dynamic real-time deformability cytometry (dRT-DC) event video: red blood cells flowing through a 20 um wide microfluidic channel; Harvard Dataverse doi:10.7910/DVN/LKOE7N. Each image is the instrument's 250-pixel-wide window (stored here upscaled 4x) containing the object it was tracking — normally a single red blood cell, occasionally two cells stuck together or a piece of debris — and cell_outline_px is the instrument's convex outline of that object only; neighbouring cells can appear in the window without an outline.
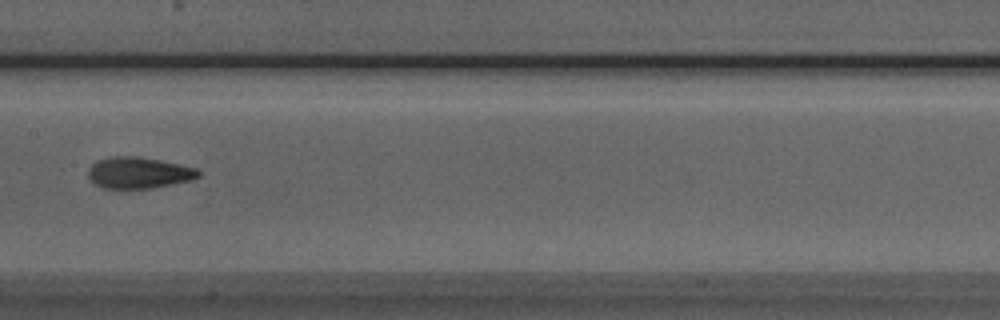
{"species": "Egyptian fruit bat (a non-hibernating species)", "species_latin": "Rousettus aegyptiacus", "temperature_condition": "room temperature", "stored_images_in_passage": 7, "camera_frame_rate_fps": 3000, "um_per_image_px": 0.085, "animal": {"sex": "male"}, "frame": {"image": 1, "passage_image": 7, "time_ms": 6.667, "image_size_px": [1000, 320], "cell_outline_px": [[200, 176], [192, 180], [152, 188], [104, 188], [96, 184], [88, 176], [88, 168], [96, 160], [112, 156], [140, 156], [160, 160], [196, 168], [200, 172]], "centroid_in_image_um": [11.78, 14.67], "position_along_channel_um": 195.6, "area_um2": 20.11}}